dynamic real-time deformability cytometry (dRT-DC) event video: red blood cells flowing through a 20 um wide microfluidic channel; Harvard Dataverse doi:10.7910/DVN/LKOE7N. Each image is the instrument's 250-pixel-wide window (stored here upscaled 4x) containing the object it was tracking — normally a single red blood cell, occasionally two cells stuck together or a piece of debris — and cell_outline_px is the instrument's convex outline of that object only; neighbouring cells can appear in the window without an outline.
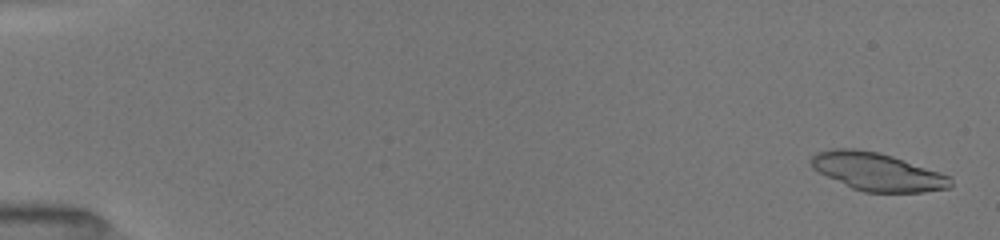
{"species": "common noctule bat (a hibernating species)", "species_latin": "Nyctalus noctula", "temperature_condition": "room temperature", "stored_images_in_passage": 57, "camera_frame_rate_fps": 3000, "um_per_image_px": 0.085, "animal": {"sex": "female", "body_mass_g": 19.5, "forearm_length_mm": 54.1}, "frame": {"image": 1, "passage_image": 3, "time_ms": 0.333, "image_size_px": [1000, 240], "cell_outline_px": [[952, 184], [948, 188], [924, 192], [864, 192], [852, 188], [812, 168], [808, 164], [812, 156], [816, 152], [832, 148], [856, 148], [880, 152], [952, 176]], "centroid_in_image_um": [74.57, 14.58], "position_along_channel_um": 10.4, "area_um2": 30.87}}
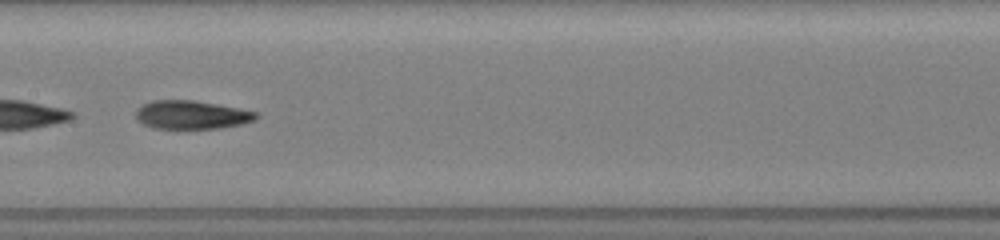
{"frame": {"image": 2, "passage_image": 41, "time_ms": 9.0, "image_size_px": [1000, 240], "cell_outline_px": [[260, 116], [256, 120], [244, 124], [220, 128], [152, 128], [136, 120], [136, 108], [152, 100], [192, 100], [240, 108], [256, 112]], "centroid_in_image_um": [16.3, 9.76], "position_along_channel_um": 191.1, "area_um2": 20.06}}
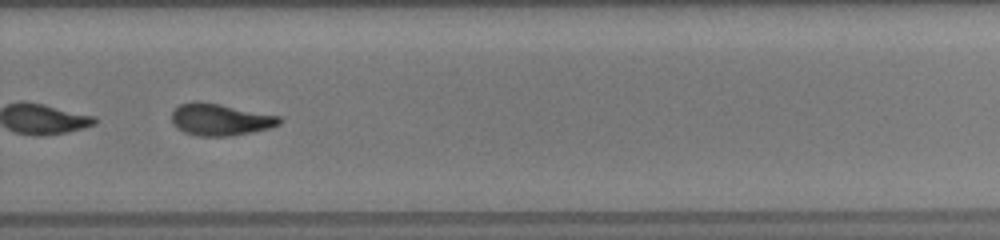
{"frame": {"image": 3, "passage_image": 54, "time_ms": 12.0, "image_size_px": [1000, 240], "cell_outline_px": [[284, 120], [280, 124], [268, 128], [252, 132], [228, 136], [200, 136], [184, 132], [176, 128], [172, 124], [172, 112], [180, 104], [192, 100], [196, 100], [220, 104], [280, 116]], "centroid_in_image_um": [18.7, 10.15], "position_along_channel_um": 311.1, "area_um2": 20.11}}